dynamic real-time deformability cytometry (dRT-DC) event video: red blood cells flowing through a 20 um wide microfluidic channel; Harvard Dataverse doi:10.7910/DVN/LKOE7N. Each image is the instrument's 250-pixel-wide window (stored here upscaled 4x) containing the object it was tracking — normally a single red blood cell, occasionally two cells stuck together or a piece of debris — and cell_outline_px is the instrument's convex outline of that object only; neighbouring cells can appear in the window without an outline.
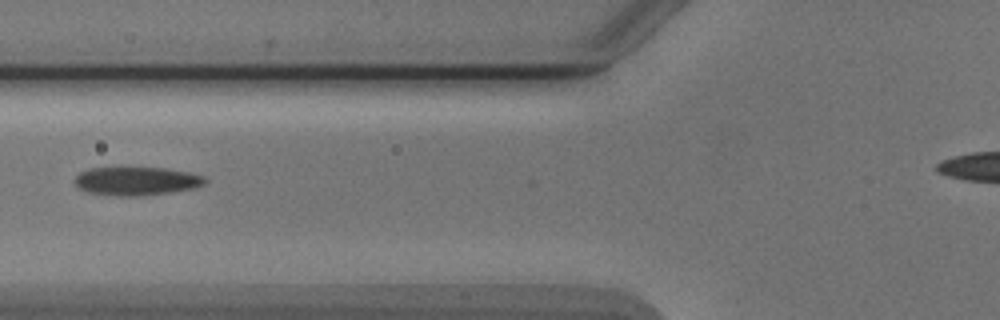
{"species": "Egyptian fruit bat (a non-hibernating species)", "species_latin": "Rousettus aegyptiacus", "temperature_condition": "cold", "stored_images_in_passage": 5, "camera_frame_rate_fps": 3000, "um_per_image_px": 0.085, "animal": {"sex": "male"}, "frame": {"image": 1, "passage_image": 5, "time_ms": 5.667, "image_size_px": [1000, 320], "cell_outline_px": [[208, 180], [204, 184], [192, 188], [168, 192], [136, 196], [120, 196], [88, 192], [80, 188], [72, 180], [80, 172], [88, 168], [164, 168], [192, 172], [204, 176]], "centroid_in_image_um": [11.6, 15.38], "position_along_channel_um": 114.2, "area_um2": 21.44}}